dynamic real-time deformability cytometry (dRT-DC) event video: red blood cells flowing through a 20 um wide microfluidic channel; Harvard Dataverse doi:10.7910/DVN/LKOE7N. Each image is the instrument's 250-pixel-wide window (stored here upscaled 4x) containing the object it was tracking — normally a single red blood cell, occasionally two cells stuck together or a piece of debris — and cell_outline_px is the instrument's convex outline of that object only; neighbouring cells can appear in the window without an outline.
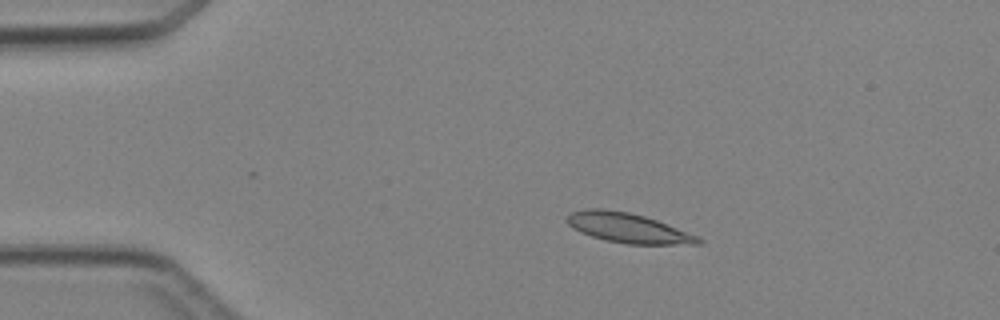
{"species": "Egyptian fruit bat (a non-hibernating species)", "species_latin": "Rousettus aegyptiacus", "temperature_condition": "cold", "stored_images_in_passage": 3, "camera_frame_rate_fps": 3000, "um_per_image_px": 0.085, "animal": {"sex": "female"}, "frame": {"image": 1, "passage_image": 2, "time_ms": 1.333, "image_size_px": [1000, 320], "cell_outline_px": [[704, 240], [700, 244], [628, 244], [608, 240], [592, 236], [580, 232], [572, 228], [564, 220], [572, 212], [584, 208], [604, 208], [628, 212], [644, 216], [656, 220], [696, 236]], "centroid_in_image_um": [53.32, 19.36], "position_along_channel_um": 31.7, "area_um2": 22.48}}